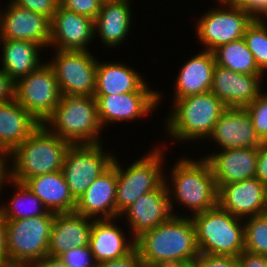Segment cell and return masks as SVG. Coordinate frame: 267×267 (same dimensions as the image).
<instances>
[{
  "label": "cell",
  "instance_id": "obj_1",
  "mask_svg": "<svg viewBox=\"0 0 267 267\" xmlns=\"http://www.w3.org/2000/svg\"><path fill=\"white\" fill-rule=\"evenodd\" d=\"M182 156L168 172L169 176L164 175V182L172 214L180 216L174 211L176 207L184 206L183 209L190 211L191 217L218 205V188L211 166L205 158L190 159ZM175 203L180 206H175Z\"/></svg>",
  "mask_w": 267,
  "mask_h": 267
},
{
  "label": "cell",
  "instance_id": "obj_26",
  "mask_svg": "<svg viewBox=\"0 0 267 267\" xmlns=\"http://www.w3.org/2000/svg\"><path fill=\"white\" fill-rule=\"evenodd\" d=\"M41 124L15 99L0 104V155L8 156Z\"/></svg>",
  "mask_w": 267,
  "mask_h": 267
},
{
  "label": "cell",
  "instance_id": "obj_39",
  "mask_svg": "<svg viewBox=\"0 0 267 267\" xmlns=\"http://www.w3.org/2000/svg\"><path fill=\"white\" fill-rule=\"evenodd\" d=\"M236 8L245 9L254 19H261L267 13V0H224Z\"/></svg>",
  "mask_w": 267,
  "mask_h": 267
},
{
  "label": "cell",
  "instance_id": "obj_4",
  "mask_svg": "<svg viewBox=\"0 0 267 267\" xmlns=\"http://www.w3.org/2000/svg\"><path fill=\"white\" fill-rule=\"evenodd\" d=\"M173 106L164 119L167 137L171 142L203 141L211 134L226 105L211 91L180 99H173ZM173 109V110H172ZM201 139V140H200Z\"/></svg>",
  "mask_w": 267,
  "mask_h": 267
},
{
  "label": "cell",
  "instance_id": "obj_18",
  "mask_svg": "<svg viewBox=\"0 0 267 267\" xmlns=\"http://www.w3.org/2000/svg\"><path fill=\"white\" fill-rule=\"evenodd\" d=\"M214 141L218 150L259 147L262 141L256 135L253 122L245 108H227L216 122L207 141Z\"/></svg>",
  "mask_w": 267,
  "mask_h": 267
},
{
  "label": "cell",
  "instance_id": "obj_22",
  "mask_svg": "<svg viewBox=\"0 0 267 267\" xmlns=\"http://www.w3.org/2000/svg\"><path fill=\"white\" fill-rule=\"evenodd\" d=\"M258 147L217 150L205 155L219 189L224 184L255 177Z\"/></svg>",
  "mask_w": 267,
  "mask_h": 267
},
{
  "label": "cell",
  "instance_id": "obj_47",
  "mask_svg": "<svg viewBox=\"0 0 267 267\" xmlns=\"http://www.w3.org/2000/svg\"><path fill=\"white\" fill-rule=\"evenodd\" d=\"M150 267H197L195 262H183L179 260L162 261Z\"/></svg>",
  "mask_w": 267,
  "mask_h": 267
},
{
  "label": "cell",
  "instance_id": "obj_38",
  "mask_svg": "<svg viewBox=\"0 0 267 267\" xmlns=\"http://www.w3.org/2000/svg\"><path fill=\"white\" fill-rule=\"evenodd\" d=\"M197 267H239L237 257L200 253L195 259Z\"/></svg>",
  "mask_w": 267,
  "mask_h": 267
},
{
  "label": "cell",
  "instance_id": "obj_42",
  "mask_svg": "<svg viewBox=\"0 0 267 267\" xmlns=\"http://www.w3.org/2000/svg\"><path fill=\"white\" fill-rule=\"evenodd\" d=\"M15 82L0 69V104L14 99Z\"/></svg>",
  "mask_w": 267,
  "mask_h": 267
},
{
  "label": "cell",
  "instance_id": "obj_32",
  "mask_svg": "<svg viewBox=\"0 0 267 267\" xmlns=\"http://www.w3.org/2000/svg\"><path fill=\"white\" fill-rule=\"evenodd\" d=\"M248 49L253 54L259 70L267 74V21L254 19L243 36Z\"/></svg>",
  "mask_w": 267,
  "mask_h": 267
},
{
  "label": "cell",
  "instance_id": "obj_27",
  "mask_svg": "<svg viewBox=\"0 0 267 267\" xmlns=\"http://www.w3.org/2000/svg\"><path fill=\"white\" fill-rule=\"evenodd\" d=\"M1 70L14 82L37 70L45 63L40 55L44 48L31 41L0 39Z\"/></svg>",
  "mask_w": 267,
  "mask_h": 267
},
{
  "label": "cell",
  "instance_id": "obj_28",
  "mask_svg": "<svg viewBox=\"0 0 267 267\" xmlns=\"http://www.w3.org/2000/svg\"><path fill=\"white\" fill-rule=\"evenodd\" d=\"M24 184L32 191L52 213L74 212L76 201L70 194L62 171L36 175Z\"/></svg>",
  "mask_w": 267,
  "mask_h": 267
},
{
  "label": "cell",
  "instance_id": "obj_50",
  "mask_svg": "<svg viewBox=\"0 0 267 267\" xmlns=\"http://www.w3.org/2000/svg\"><path fill=\"white\" fill-rule=\"evenodd\" d=\"M261 141H262V144H266L267 145V135Z\"/></svg>",
  "mask_w": 267,
  "mask_h": 267
},
{
  "label": "cell",
  "instance_id": "obj_16",
  "mask_svg": "<svg viewBox=\"0 0 267 267\" xmlns=\"http://www.w3.org/2000/svg\"><path fill=\"white\" fill-rule=\"evenodd\" d=\"M94 20L69 11L60 5L51 20L49 48L54 50L89 51L95 38ZM88 48V49H87Z\"/></svg>",
  "mask_w": 267,
  "mask_h": 267
},
{
  "label": "cell",
  "instance_id": "obj_5",
  "mask_svg": "<svg viewBox=\"0 0 267 267\" xmlns=\"http://www.w3.org/2000/svg\"><path fill=\"white\" fill-rule=\"evenodd\" d=\"M44 125L71 145L104 142L94 96H63ZM102 138V139H101Z\"/></svg>",
  "mask_w": 267,
  "mask_h": 267
},
{
  "label": "cell",
  "instance_id": "obj_41",
  "mask_svg": "<svg viewBox=\"0 0 267 267\" xmlns=\"http://www.w3.org/2000/svg\"><path fill=\"white\" fill-rule=\"evenodd\" d=\"M239 267H267V256L243 251L237 257Z\"/></svg>",
  "mask_w": 267,
  "mask_h": 267
},
{
  "label": "cell",
  "instance_id": "obj_3",
  "mask_svg": "<svg viewBox=\"0 0 267 267\" xmlns=\"http://www.w3.org/2000/svg\"><path fill=\"white\" fill-rule=\"evenodd\" d=\"M71 144L41 124L8 156V177L24 183L27 179L62 171L65 155Z\"/></svg>",
  "mask_w": 267,
  "mask_h": 267
},
{
  "label": "cell",
  "instance_id": "obj_14",
  "mask_svg": "<svg viewBox=\"0 0 267 267\" xmlns=\"http://www.w3.org/2000/svg\"><path fill=\"white\" fill-rule=\"evenodd\" d=\"M3 7H0V39L31 41L45 50L49 47L51 20L48 17L10 2Z\"/></svg>",
  "mask_w": 267,
  "mask_h": 267
},
{
  "label": "cell",
  "instance_id": "obj_21",
  "mask_svg": "<svg viewBox=\"0 0 267 267\" xmlns=\"http://www.w3.org/2000/svg\"><path fill=\"white\" fill-rule=\"evenodd\" d=\"M117 219L120 221V217L93 219L89 247L96 264L119 259L135 249L136 239L117 225Z\"/></svg>",
  "mask_w": 267,
  "mask_h": 267
},
{
  "label": "cell",
  "instance_id": "obj_6",
  "mask_svg": "<svg viewBox=\"0 0 267 267\" xmlns=\"http://www.w3.org/2000/svg\"><path fill=\"white\" fill-rule=\"evenodd\" d=\"M199 253L238 257L245 250L244 222L219 205L191 216Z\"/></svg>",
  "mask_w": 267,
  "mask_h": 267
},
{
  "label": "cell",
  "instance_id": "obj_34",
  "mask_svg": "<svg viewBox=\"0 0 267 267\" xmlns=\"http://www.w3.org/2000/svg\"><path fill=\"white\" fill-rule=\"evenodd\" d=\"M267 92V91H266ZM263 91L245 107L253 122L256 135L262 140L267 135V93Z\"/></svg>",
  "mask_w": 267,
  "mask_h": 267
},
{
  "label": "cell",
  "instance_id": "obj_51",
  "mask_svg": "<svg viewBox=\"0 0 267 267\" xmlns=\"http://www.w3.org/2000/svg\"><path fill=\"white\" fill-rule=\"evenodd\" d=\"M261 20L267 21V13L261 18Z\"/></svg>",
  "mask_w": 267,
  "mask_h": 267
},
{
  "label": "cell",
  "instance_id": "obj_45",
  "mask_svg": "<svg viewBox=\"0 0 267 267\" xmlns=\"http://www.w3.org/2000/svg\"><path fill=\"white\" fill-rule=\"evenodd\" d=\"M32 267H67L59 257L46 255L32 263Z\"/></svg>",
  "mask_w": 267,
  "mask_h": 267
},
{
  "label": "cell",
  "instance_id": "obj_2",
  "mask_svg": "<svg viewBox=\"0 0 267 267\" xmlns=\"http://www.w3.org/2000/svg\"><path fill=\"white\" fill-rule=\"evenodd\" d=\"M135 248L147 267L172 260L189 263L200 254L193 220L184 214L172 215L166 222L141 234Z\"/></svg>",
  "mask_w": 267,
  "mask_h": 267
},
{
  "label": "cell",
  "instance_id": "obj_40",
  "mask_svg": "<svg viewBox=\"0 0 267 267\" xmlns=\"http://www.w3.org/2000/svg\"><path fill=\"white\" fill-rule=\"evenodd\" d=\"M96 267H147L135 248L132 252L119 259H113L97 264Z\"/></svg>",
  "mask_w": 267,
  "mask_h": 267
},
{
  "label": "cell",
  "instance_id": "obj_12",
  "mask_svg": "<svg viewBox=\"0 0 267 267\" xmlns=\"http://www.w3.org/2000/svg\"><path fill=\"white\" fill-rule=\"evenodd\" d=\"M60 98L55 72L47 61L15 82L14 99L40 124L53 114Z\"/></svg>",
  "mask_w": 267,
  "mask_h": 267
},
{
  "label": "cell",
  "instance_id": "obj_36",
  "mask_svg": "<svg viewBox=\"0 0 267 267\" xmlns=\"http://www.w3.org/2000/svg\"><path fill=\"white\" fill-rule=\"evenodd\" d=\"M60 6L77 14L96 19L102 0H59Z\"/></svg>",
  "mask_w": 267,
  "mask_h": 267
},
{
  "label": "cell",
  "instance_id": "obj_11",
  "mask_svg": "<svg viewBox=\"0 0 267 267\" xmlns=\"http://www.w3.org/2000/svg\"><path fill=\"white\" fill-rule=\"evenodd\" d=\"M103 146L105 148L103 142L79 144L71 145L67 150L62 172L75 201L112 165L115 154L105 151Z\"/></svg>",
  "mask_w": 267,
  "mask_h": 267
},
{
  "label": "cell",
  "instance_id": "obj_24",
  "mask_svg": "<svg viewBox=\"0 0 267 267\" xmlns=\"http://www.w3.org/2000/svg\"><path fill=\"white\" fill-rule=\"evenodd\" d=\"M93 219L77 212L58 213L48 245V255L59 257L72 247L89 246Z\"/></svg>",
  "mask_w": 267,
  "mask_h": 267
},
{
  "label": "cell",
  "instance_id": "obj_37",
  "mask_svg": "<svg viewBox=\"0 0 267 267\" xmlns=\"http://www.w3.org/2000/svg\"><path fill=\"white\" fill-rule=\"evenodd\" d=\"M8 2L42 14L50 20H52L54 13L60 5L59 0H8Z\"/></svg>",
  "mask_w": 267,
  "mask_h": 267
},
{
  "label": "cell",
  "instance_id": "obj_15",
  "mask_svg": "<svg viewBox=\"0 0 267 267\" xmlns=\"http://www.w3.org/2000/svg\"><path fill=\"white\" fill-rule=\"evenodd\" d=\"M172 215L167 187L163 182L157 189L141 195L119 217L126 219L125 224L130 229L128 233L137 239L144 232L166 222Z\"/></svg>",
  "mask_w": 267,
  "mask_h": 267
},
{
  "label": "cell",
  "instance_id": "obj_8",
  "mask_svg": "<svg viewBox=\"0 0 267 267\" xmlns=\"http://www.w3.org/2000/svg\"><path fill=\"white\" fill-rule=\"evenodd\" d=\"M195 24V32L204 50L213 52L219 46L243 38L254 18L245 10L217 0ZM218 6V7H217Z\"/></svg>",
  "mask_w": 267,
  "mask_h": 267
},
{
  "label": "cell",
  "instance_id": "obj_13",
  "mask_svg": "<svg viewBox=\"0 0 267 267\" xmlns=\"http://www.w3.org/2000/svg\"><path fill=\"white\" fill-rule=\"evenodd\" d=\"M149 86L150 83L148 84L146 81L135 92L119 95H94L102 128L105 129L109 124L117 122L118 124L133 122L156 111L163 95L157 89H151Z\"/></svg>",
  "mask_w": 267,
  "mask_h": 267
},
{
  "label": "cell",
  "instance_id": "obj_29",
  "mask_svg": "<svg viewBox=\"0 0 267 267\" xmlns=\"http://www.w3.org/2000/svg\"><path fill=\"white\" fill-rule=\"evenodd\" d=\"M98 59L94 95H119L137 91L147 79L124 62ZM145 79V80H144Z\"/></svg>",
  "mask_w": 267,
  "mask_h": 267
},
{
  "label": "cell",
  "instance_id": "obj_49",
  "mask_svg": "<svg viewBox=\"0 0 267 267\" xmlns=\"http://www.w3.org/2000/svg\"><path fill=\"white\" fill-rule=\"evenodd\" d=\"M264 202H265V210L267 213V181L264 183Z\"/></svg>",
  "mask_w": 267,
  "mask_h": 267
},
{
  "label": "cell",
  "instance_id": "obj_33",
  "mask_svg": "<svg viewBox=\"0 0 267 267\" xmlns=\"http://www.w3.org/2000/svg\"><path fill=\"white\" fill-rule=\"evenodd\" d=\"M245 251L267 256V213L243 220Z\"/></svg>",
  "mask_w": 267,
  "mask_h": 267
},
{
  "label": "cell",
  "instance_id": "obj_19",
  "mask_svg": "<svg viewBox=\"0 0 267 267\" xmlns=\"http://www.w3.org/2000/svg\"><path fill=\"white\" fill-rule=\"evenodd\" d=\"M218 205L243 220L264 214V183L253 177L224 184L218 189Z\"/></svg>",
  "mask_w": 267,
  "mask_h": 267
},
{
  "label": "cell",
  "instance_id": "obj_9",
  "mask_svg": "<svg viewBox=\"0 0 267 267\" xmlns=\"http://www.w3.org/2000/svg\"><path fill=\"white\" fill-rule=\"evenodd\" d=\"M56 213L6 220L8 255L11 263H33L48 255V245Z\"/></svg>",
  "mask_w": 267,
  "mask_h": 267
},
{
  "label": "cell",
  "instance_id": "obj_35",
  "mask_svg": "<svg viewBox=\"0 0 267 267\" xmlns=\"http://www.w3.org/2000/svg\"><path fill=\"white\" fill-rule=\"evenodd\" d=\"M67 267H96L97 264L92 256L89 246L72 247L59 256Z\"/></svg>",
  "mask_w": 267,
  "mask_h": 267
},
{
  "label": "cell",
  "instance_id": "obj_43",
  "mask_svg": "<svg viewBox=\"0 0 267 267\" xmlns=\"http://www.w3.org/2000/svg\"><path fill=\"white\" fill-rule=\"evenodd\" d=\"M255 177L262 183L267 181V145L261 144L258 147Z\"/></svg>",
  "mask_w": 267,
  "mask_h": 267
},
{
  "label": "cell",
  "instance_id": "obj_7",
  "mask_svg": "<svg viewBox=\"0 0 267 267\" xmlns=\"http://www.w3.org/2000/svg\"><path fill=\"white\" fill-rule=\"evenodd\" d=\"M157 145L126 168L114 156L117 161V217L141 195L157 189L164 182L165 147Z\"/></svg>",
  "mask_w": 267,
  "mask_h": 267
},
{
  "label": "cell",
  "instance_id": "obj_46",
  "mask_svg": "<svg viewBox=\"0 0 267 267\" xmlns=\"http://www.w3.org/2000/svg\"><path fill=\"white\" fill-rule=\"evenodd\" d=\"M7 178H8V160L7 156L0 155V194H2V191L7 186Z\"/></svg>",
  "mask_w": 267,
  "mask_h": 267
},
{
  "label": "cell",
  "instance_id": "obj_48",
  "mask_svg": "<svg viewBox=\"0 0 267 267\" xmlns=\"http://www.w3.org/2000/svg\"><path fill=\"white\" fill-rule=\"evenodd\" d=\"M3 267H32L31 263H9Z\"/></svg>",
  "mask_w": 267,
  "mask_h": 267
},
{
  "label": "cell",
  "instance_id": "obj_23",
  "mask_svg": "<svg viewBox=\"0 0 267 267\" xmlns=\"http://www.w3.org/2000/svg\"><path fill=\"white\" fill-rule=\"evenodd\" d=\"M131 2L133 0L102 2L100 12L94 20L95 35L100 38L102 46L114 49L127 40L132 28Z\"/></svg>",
  "mask_w": 267,
  "mask_h": 267
},
{
  "label": "cell",
  "instance_id": "obj_10",
  "mask_svg": "<svg viewBox=\"0 0 267 267\" xmlns=\"http://www.w3.org/2000/svg\"><path fill=\"white\" fill-rule=\"evenodd\" d=\"M91 51L54 50L47 61L63 96H94L98 58Z\"/></svg>",
  "mask_w": 267,
  "mask_h": 267
},
{
  "label": "cell",
  "instance_id": "obj_25",
  "mask_svg": "<svg viewBox=\"0 0 267 267\" xmlns=\"http://www.w3.org/2000/svg\"><path fill=\"white\" fill-rule=\"evenodd\" d=\"M215 65V56L211 51L203 49L192 55L185 64H182L181 70L177 73L173 86V99L209 92Z\"/></svg>",
  "mask_w": 267,
  "mask_h": 267
},
{
  "label": "cell",
  "instance_id": "obj_31",
  "mask_svg": "<svg viewBox=\"0 0 267 267\" xmlns=\"http://www.w3.org/2000/svg\"><path fill=\"white\" fill-rule=\"evenodd\" d=\"M213 53L218 66L242 74L264 75L259 70L244 38L221 45Z\"/></svg>",
  "mask_w": 267,
  "mask_h": 267
},
{
  "label": "cell",
  "instance_id": "obj_44",
  "mask_svg": "<svg viewBox=\"0 0 267 267\" xmlns=\"http://www.w3.org/2000/svg\"><path fill=\"white\" fill-rule=\"evenodd\" d=\"M11 263L8 255L7 222L0 216V267Z\"/></svg>",
  "mask_w": 267,
  "mask_h": 267
},
{
  "label": "cell",
  "instance_id": "obj_17",
  "mask_svg": "<svg viewBox=\"0 0 267 267\" xmlns=\"http://www.w3.org/2000/svg\"><path fill=\"white\" fill-rule=\"evenodd\" d=\"M263 78L267 77L242 74L215 65L210 91L227 108H245L264 91L262 89Z\"/></svg>",
  "mask_w": 267,
  "mask_h": 267
},
{
  "label": "cell",
  "instance_id": "obj_30",
  "mask_svg": "<svg viewBox=\"0 0 267 267\" xmlns=\"http://www.w3.org/2000/svg\"><path fill=\"white\" fill-rule=\"evenodd\" d=\"M7 183L15 188L11 200L0 204V216L5 220H21L29 217L48 215L51 212L42 201L24 184L7 178Z\"/></svg>",
  "mask_w": 267,
  "mask_h": 267
},
{
  "label": "cell",
  "instance_id": "obj_20",
  "mask_svg": "<svg viewBox=\"0 0 267 267\" xmlns=\"http://www.w3.org/2000/svg\"><path fill=\"white\" fill-rule=\"evenodd\" d=\"M117 161L104 171L76 201L75 212L92 219L117 217Z\"/></svg>",
  "mask_w": 267,
  "mask_h": 267
}]
</instances>
